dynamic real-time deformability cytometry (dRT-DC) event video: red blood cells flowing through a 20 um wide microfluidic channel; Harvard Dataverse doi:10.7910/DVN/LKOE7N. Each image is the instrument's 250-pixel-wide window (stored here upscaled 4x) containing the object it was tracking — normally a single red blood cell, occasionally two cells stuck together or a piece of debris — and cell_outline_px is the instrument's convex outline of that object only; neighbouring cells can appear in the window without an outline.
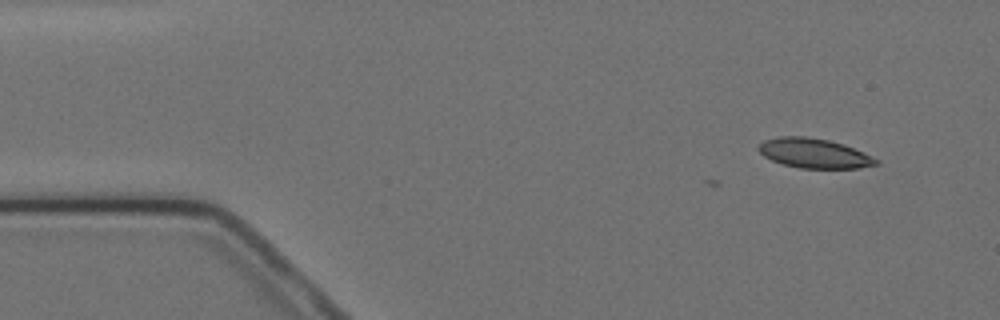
{"species": "Egyptian fruit bat (a non-hibernating species)", "species_latin": "Rousettus aegyptiacus", "temperature_condition": "cold", "stored_images_in_passage": 5, "camera_frame_rate_fps": 3000, "um_per_image_px": 0.085, "animal": {"sex": "female"}, "frame": {"image": 1, "passage_image": 2, "time_ms": 1.333, "image_size_px": [1000, 320], "cell_outline_px": [[880, 164], [856, 168], [800, 168], [784, 164], [772, 160], [764, 156], [756, 148], [764, 140], [780, 136], [804, 136], [828, 140], [844, 144], [864, 152], [880, 160]], "centroid_in_image_um": [69.22, 13.02], "position_along_channel_um": 15.8, "area_um2": 20.29}}
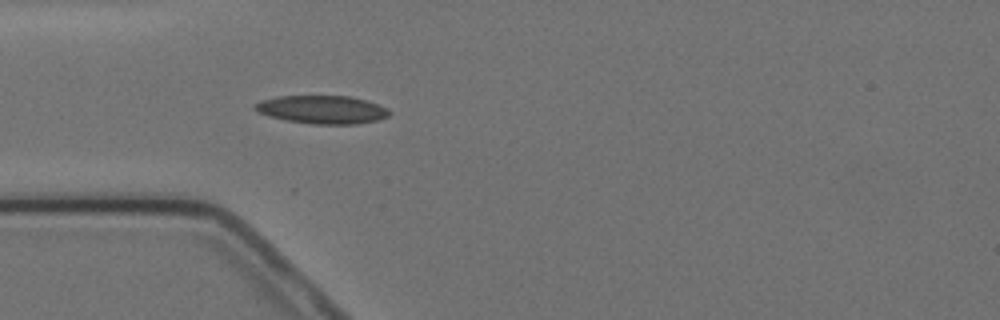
{"frame": {"image": 2, "passage_image": 5, "time_ms": 5.0, "image_size_px": [1000, 320], "cell_outline_px": [[392, 112], [388, 116], [376, 120], [356, 124], [312, 124], [288, 120], [268, 116], [252, 108], [260, 100], [276, 96], [352, 96], [368, 100], [380, 104], [388, 108]], "centroid_in_image_um": [27.42, 9.3], "position_along_channel_um": 57.6, "area_um2": 22.2}}